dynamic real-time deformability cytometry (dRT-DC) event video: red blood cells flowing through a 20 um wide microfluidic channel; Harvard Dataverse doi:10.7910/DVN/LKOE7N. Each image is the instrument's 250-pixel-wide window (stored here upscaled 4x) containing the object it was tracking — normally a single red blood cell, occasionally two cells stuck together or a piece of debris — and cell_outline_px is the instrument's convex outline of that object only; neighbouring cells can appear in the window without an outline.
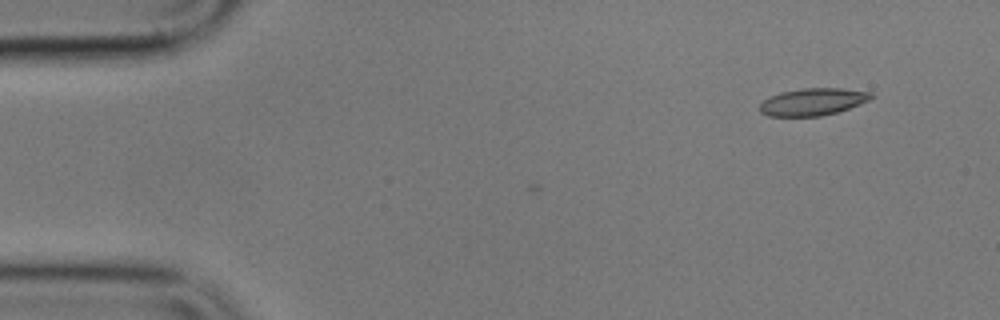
{"species": "common noctule bat (a hibernating species)", "species_latin": "Nyctalus noctula", "temperature_condition": "cold", "stored_images_in_passage": 3, "camera_frame_rate_fps": 3000, "um_per_image_px": 0.085, "animal": {"sex": "male", "body_mass_g": 17.9}, "frame": {"image": 1, "passage_image": 1, "time_ms": 0.0, "image_size_px": [1000, 320], "cell_outline_px": [[876, 96], [868, 100], [848, 108], [836, 112], [820, 116], [768, 116], [760, 112], [760, 104], [764, 100], [780, 92], [804, 88], [840, 88], [872, 92]], "centroid_in_image_um": [69.09, 8.65], "position_along_channel_um": 15.9, "area_um2": 17.51}}